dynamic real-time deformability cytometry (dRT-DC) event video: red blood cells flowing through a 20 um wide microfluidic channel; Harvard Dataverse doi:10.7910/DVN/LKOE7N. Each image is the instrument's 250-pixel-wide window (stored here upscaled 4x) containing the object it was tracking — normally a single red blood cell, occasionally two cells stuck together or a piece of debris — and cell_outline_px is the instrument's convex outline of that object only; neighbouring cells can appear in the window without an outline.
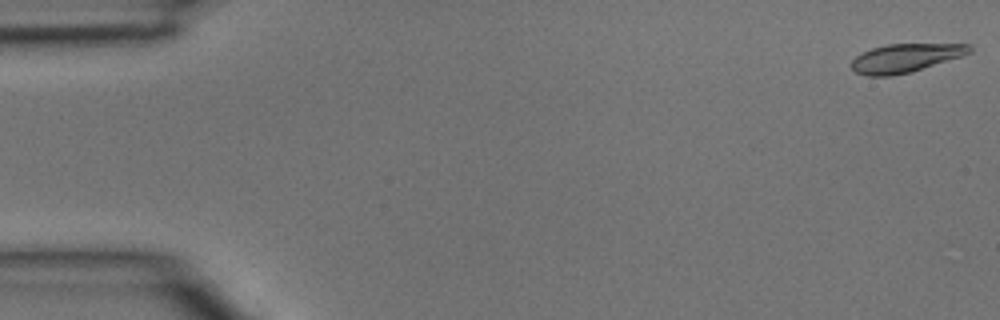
{"species": "common noctule bat (a hibernating species)", "species_latin": "Nyctalus noctula", "temperature_condition": "room temperature", "stored_images_in_passage": 4, "camera_frame_rate_fps": 3000, "um_per_image_px": 0.085, "animal": {"sex": "male", "body_mass_g": 15.6}, "frame": {"image": 1, "passage_image": 1, "time_ms": 0.0, "image_size_px": [1000, 320], "cell_outline_px": [[972, 52], [912, 72], [888, 76], [868, 76], [856, 72], [852, 68], [852, 60], [856, 56], [872, 48], [888, 44], [972, 44]], "centroid_in_image_um": [76.97, 4.93], "position_along_channel_um": 8.0, "area_um2": 19.42}}
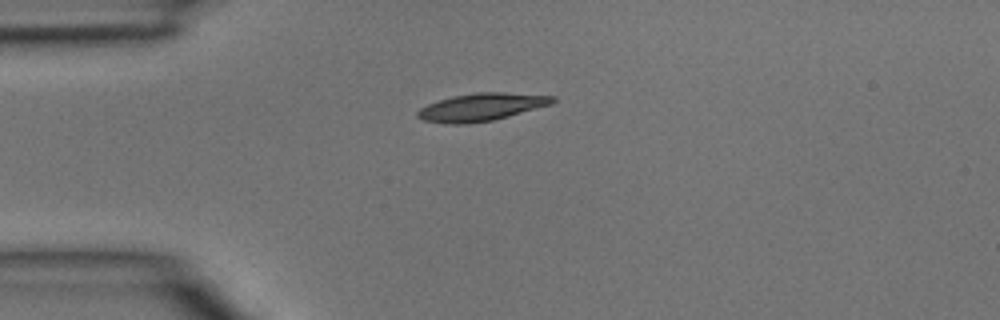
{"frame": {"image": 2, "passage_image": 4, "time_ms": 1.0, "image_size_px": [1000, 320], "cell_outline_px": [[556, 100], [552, 104], [508, 116], [492, 120], [468, 124], [448, 124], [424, 120], [416, 116], [416, 112], [420, 108], [428, 104], [452, 96], [476, 92], [504, 92], [556, 96]], "centroid_in_image_um": [40.92, 9.1], "position_along_channel_um": 44.1, "area_um2": 21.73}}